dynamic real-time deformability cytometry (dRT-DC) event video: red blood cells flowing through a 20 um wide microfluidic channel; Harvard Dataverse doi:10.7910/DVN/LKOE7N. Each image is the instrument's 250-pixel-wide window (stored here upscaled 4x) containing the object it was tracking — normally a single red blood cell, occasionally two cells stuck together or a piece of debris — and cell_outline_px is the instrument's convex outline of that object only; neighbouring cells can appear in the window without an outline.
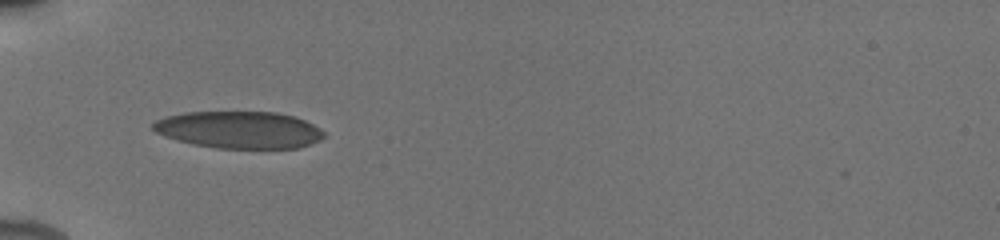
{"species": "human", "species_latin": "Homo sapiens", "temperature_condition": "cold", "stored_images_in_passage": 35, "camera_frame_rate_fps": 3000, "um_per_image_px": 0.085, "donor": {"sex": "male"}, "frame": {"image": 1, "passage_image": 1, "time_ms": 0.0, "image_size_px": [1000, 240], "cell_outline_px": [[324, 136], [320, 140], [296, 148], [216, 148], [192, 144], [176, 140], [164, 136], [156, 132], [152, 128], [152, 124], [156, 120], [164, 116], [184, 112], [276, 112], [292, 116], [304, 120], [320, 128], [324, 132]], "centroid_in_image_um": [20.28, 11.03], "position_along_channel_um": 64.7, "area_um2": 36.93}}
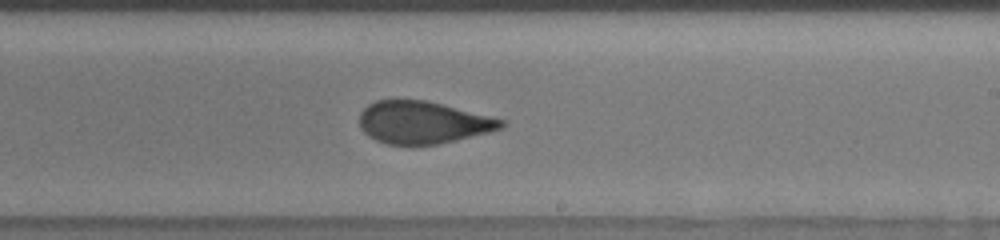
{"frame": {"image": 2, "passage_image": 13, "time_ms": 5.0, "image_size_px": [1000, 240], "cell_outline_px": [[508, 124], [504, 128], [456, 140], [436, 144], [388, 144], [376, 140], [368, 136], [360, 128], [360, 112], [368, 104], [376, 100], [428, 100], [508, 120]], "centroid_in_image_um": [35.99, 10.39], "position_along_channel_um": 253.0, "area_um2": 35.2}}
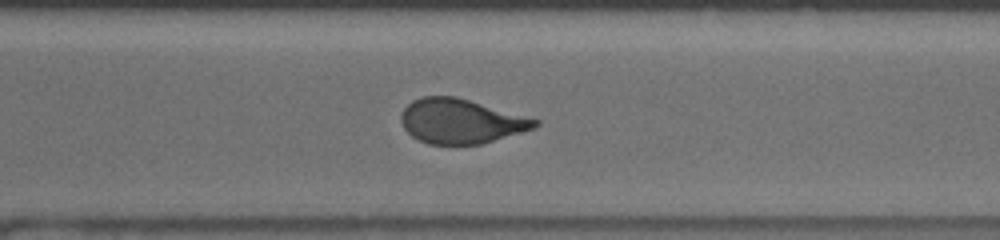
{"frame": {"image": 3, "passage_image": 19, "time_ms": 7.0, "image_size_px": [1000, 240], "cell_outline_px": [[540, 124], [536, 128], [480, 144], [428, 144], [412, 136], [404, 128], [400, 120], [400, 116], [404, 108], [412, 100], [424, 96], [456, 96], [540, 120]], "centroid_in_image_um": [39.17, 10.29], "position_along_channel_um": 331.4, "area_um2": 34.68}, "authors_computed_cell_mechanics": {"area_um2": 36.0094, "velocity_mm_per_s": 3.924, "shape_relaxation_time_tau1_ms": 7.0388, "shape_relaxation_time_tau2_ms": 1.1632, "deformation_change_tau1": 0.1981, "deformation_change_tau2": 0.0862}}